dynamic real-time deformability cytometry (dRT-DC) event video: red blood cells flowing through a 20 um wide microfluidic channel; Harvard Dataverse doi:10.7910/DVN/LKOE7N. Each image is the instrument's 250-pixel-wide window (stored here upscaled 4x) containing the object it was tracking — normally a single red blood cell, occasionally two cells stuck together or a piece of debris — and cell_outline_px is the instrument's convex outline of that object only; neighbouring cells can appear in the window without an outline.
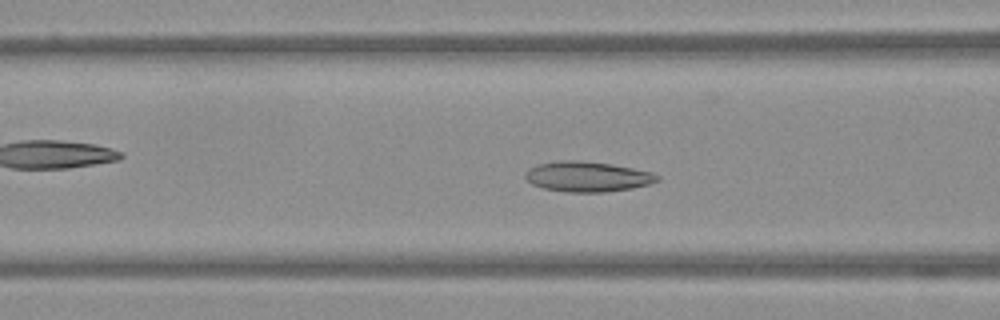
{"species": "Egyptian fruit bat (a non-hibernating species)", "species_latin": "Rousettus aegyptiacus", "temperature_condition": "warm", "stored_images_in_passage": 54, "camera_frame_rate_fps": 3000, "um_per_image_px": 0.085, "frame": {"image": 1, "passage_image": 21, "time_ms": 6.667, "image_size_px": [1000, 320], "cell_outline_px": [[660, 180], [648, 184], [632, 188], [604, 192], [564, 192], [544, 188], [532, 184], [524, 176], [524, 172], [528, 168], [540, 164], [560, 160], [580, 160], [612, 164], [652, 172], [660, 176]], "centroid_in_image_um": [49.92, 15.01], "position_along_channel_um": 116.7, "area_um2": 23.29}}
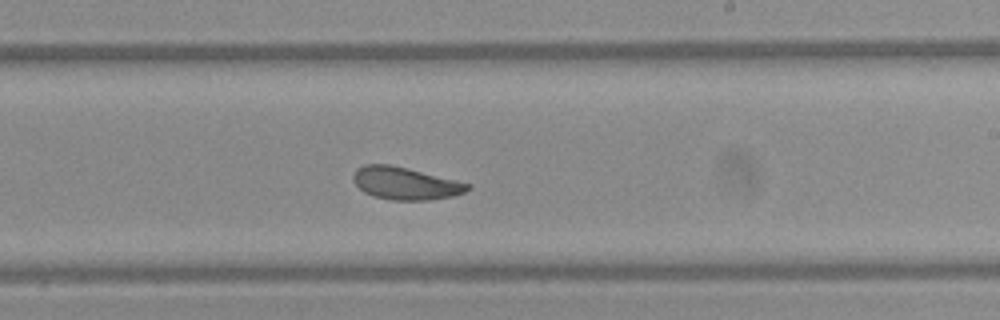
{"frame": {"image": 2, "passage_image": 32, "time_ms": 10.333, "image_size_px": [1000, 320], "cell_outline_px": [[472, 188], [464, 192], [452, 196], [428, 200], [392, 200], [372, 196], [364, 192], [352, 180], [352, 176], [356, 168], [364, 164], [388, 164], [456, 180], [472, 184]], "centroid_in_image_um": [34.43, 15.59], "position_along_channel_um": 254.6, "area_um2": 21.56}}
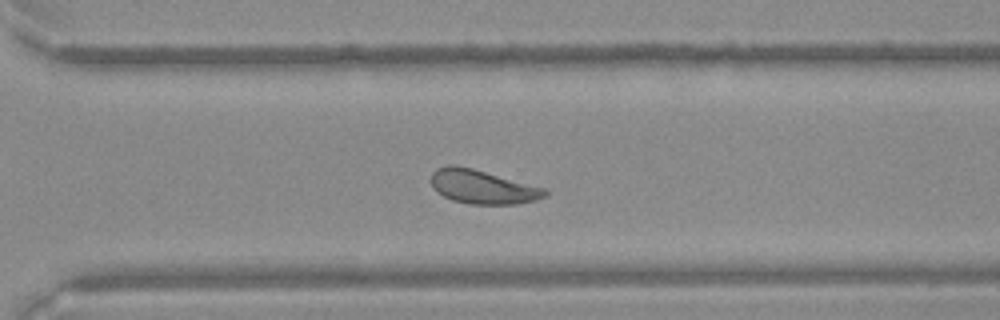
{"frame": {"image": 3, "passage_image": 38, "time_ms": 12.333, "image_size_px": [1000, 320], "cell_outline_px": [[548, 196], [536, 200], [516, 204], [468, 204], [452, 200], [436, 192], [432, 188], [432, 172], [436, 168], [448, 164], [456, 164], [472, 168], [548, 188]], "centroid_in_image_um": [41.04, 15.87], "position_along_channel_um": 329.6, "area_um2": 22.89}}